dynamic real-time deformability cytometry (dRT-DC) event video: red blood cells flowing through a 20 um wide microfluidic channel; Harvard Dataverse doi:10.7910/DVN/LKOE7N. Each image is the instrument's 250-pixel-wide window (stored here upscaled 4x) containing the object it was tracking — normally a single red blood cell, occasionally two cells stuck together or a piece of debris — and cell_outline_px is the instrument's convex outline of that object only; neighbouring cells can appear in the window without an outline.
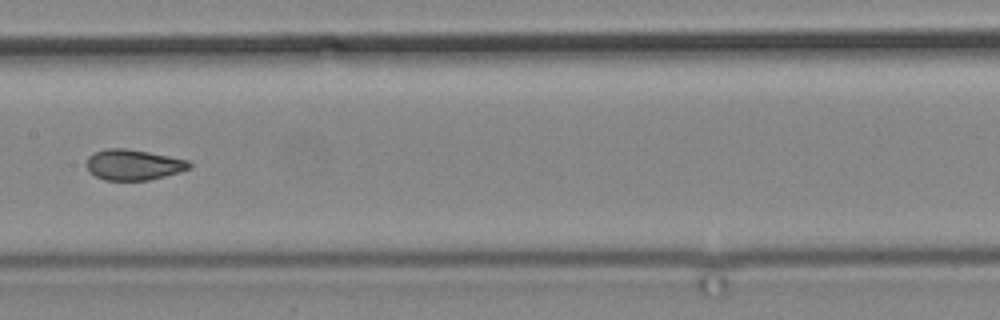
{"species": "common noctule bat (a hibernating species)", "species_latin": "Nyctalus noctula", "temperature_condition": "cold", "stored_images_in_passage": 12, "camera_frame_rate_fps": 3000, "um_per_image_px": 0.085, "animal": {"sex": "male", "body_mass_g": 19.2, "forearm_length_mm": 51.8}, "frame": {"image": 1, "passage_image": 12, "time_ms": 14.333, "image_size_px": [1000, 320], "cell_outline_px": [[192, 168], [164, 176], [148, 180], [104, 180], [88, 172], [88, 156], [96, 152], [108, 148], [124, 148], [148, 152], [188, 160], [192, 164]], "centroid_in_image_um": [11.35, 14.01], "position_along_channel_um": 196.0, "area_um2": 18.15}}